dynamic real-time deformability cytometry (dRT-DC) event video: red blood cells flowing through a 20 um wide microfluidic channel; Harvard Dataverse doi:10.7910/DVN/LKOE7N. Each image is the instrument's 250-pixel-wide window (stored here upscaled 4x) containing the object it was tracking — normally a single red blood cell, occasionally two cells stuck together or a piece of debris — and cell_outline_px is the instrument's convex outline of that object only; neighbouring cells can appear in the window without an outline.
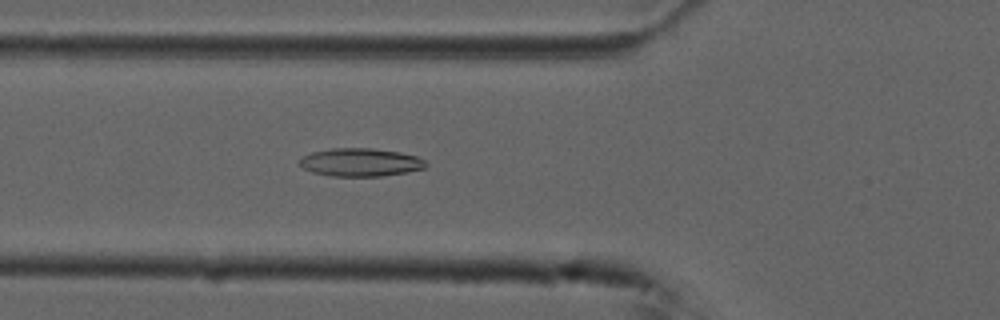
{"species": "common noctule bat (a hibernating species)", "species_latin": "Nyctalus noctula", "temperature_condition": "cold", "stored_images_in_passage": 55, "camera_frame_rate_fps": 3000, "um_per_image_px": 0.085, "animal": {"sex": "male", "forearm_length_mm": 52.5}, "frame": {"image": 1, "passage_image": 20, "time_ms": 6.333, "image_size_px": [1000, 320], "cell_outline_px": [[428, 164], [424, 168], [408, 172], [380, 176], [332, 176], [312, 172], [304, 168], [300, 164], [300, 160], [304, 156], [312, 152], [332, 148], [372, 148], [400, 152], [416, 156], [424, 160]], "centroid_in_image_um": [30.66, 13.79], "position_along_channel_um": 95.1, "area_um2": 20.58}}
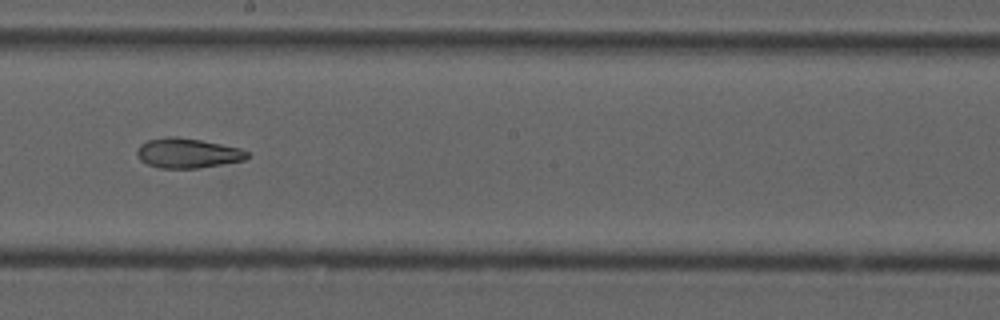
{"frame": {"image": 2, "passage_image": 31, "time_ms": 10.0, "image_size_px": [1000, 320], "cell_outline_px": [[248, 156], [244, 160], [196, 168], [160, 168], [148, 164], [140, 160], [136, 156], [136, 152], [140, 144], [148, 140], [168, 136], [176, 136], [200, 140], [240, 148], [248, 152]], "centroid_in_image_um": [15.9, 13.01], "position_along_channel_um": 232.3, "area_um2": 18.96}}
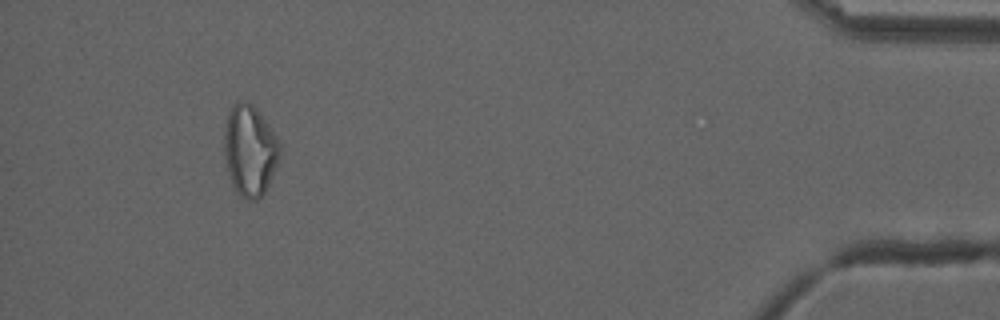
{"frame": {"image": 3, "passage_image": 51, "time_ms": 16.667, "image_size_px": [1000, 320], "cell_outline_px": [[280, 156], [268, 184], [264, 192], [256, 200], [244, 200], [236, 192], [232, 184], [228, 172], [224, 156], [224, 132], [228, 116], [232, 104], [240, 100], [248, 100], [260, 112], [276, 136], [280, 144]], "centroid_in_image_um": [21.22, 12.77], "position_along_channel_um": 414.0, "area_um2": 29.48}, "authors_computed_cell_mechanics": {"area_um2": 21.1548, "velocity_mm_per_s": 3.7321, "shape_relaxation_time_tau1_ms": null, "shape_relaxation_time_tau2_ms": 5.2726, "deformation_change_tau1": null, "deformation_change_tau2": 0.1304}}